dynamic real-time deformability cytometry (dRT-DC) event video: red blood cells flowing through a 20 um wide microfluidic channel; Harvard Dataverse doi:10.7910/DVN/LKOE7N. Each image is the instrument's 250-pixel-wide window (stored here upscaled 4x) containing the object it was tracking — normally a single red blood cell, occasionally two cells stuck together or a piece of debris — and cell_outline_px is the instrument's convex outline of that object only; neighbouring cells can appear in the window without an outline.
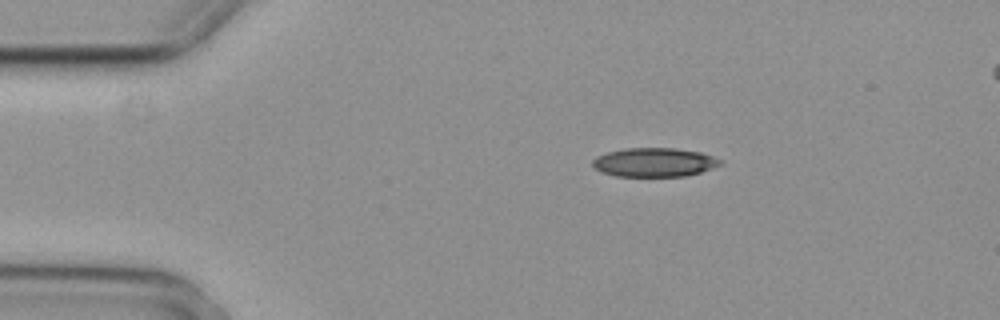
{"species": "common noctule bat (a hibernating species)", "species_latin": "Nyctalus noctula", "temperature_condition": "cold", "stored_images_in_passage": 2, "camera_frame_rate_fps": 3000, "um_per_image_px": 0.085, "animal": {"sex": "female", "body_mass_g": 29.2, "forearm_length_mm": 56.3}, "frame": {"image": 1, "passage_image": 2, "time_ms": 0.333, "image_size_px": [1000, 320], "cell_outline_px": [[724, 164], [700, 172], [684, 176], [616, 176], [600, 172], [592, 164], [592, 160], [596, 156], [608, 152], [628, 148], [672, 148], [700, 152], [724, 160]], "centroid_in_image_um": [55.63, 13.8], "position_along_channel_um": 29.4, "area_um2": 21.5}}